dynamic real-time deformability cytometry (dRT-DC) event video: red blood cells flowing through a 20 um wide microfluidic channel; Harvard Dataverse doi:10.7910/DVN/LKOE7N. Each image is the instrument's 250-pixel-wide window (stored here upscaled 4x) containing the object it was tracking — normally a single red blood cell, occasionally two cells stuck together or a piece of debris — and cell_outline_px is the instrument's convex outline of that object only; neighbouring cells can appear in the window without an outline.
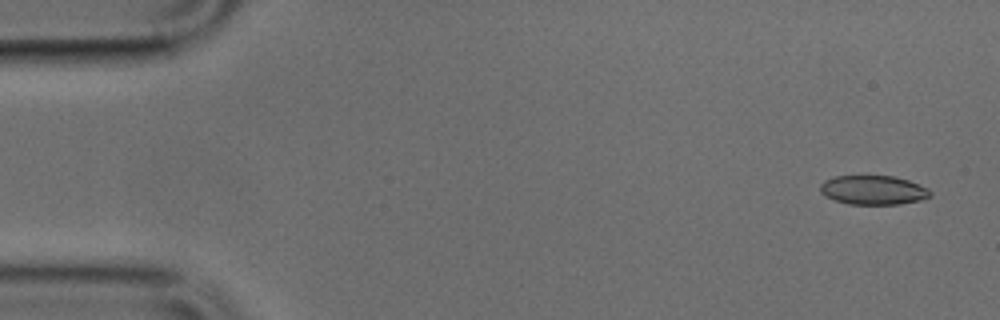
{"species": "common noctule bat (a hibernating species)", "species_latin": "Nyctalus noctula", "temperature_condition": "cold", "stored_images_in_passage": 48, "camera_frame_rate_fps": 3000, "um_per_image_px": 0.085, "animal": {"sex": "male", "body_mass_g": 17.9, "forearm_length_mm": 54.2}, "frame": {"image": 1, "passage_image": 1, "time_ms": 0.0, "image_size_px": [1000, 320], "cell_outline_px": [[932, 196], [920, 200], [900, 204], [848, 204], [836, 200], [820, 192], [820, 184], [824, 180], [836, 176], [892, 176], [908, 180], [928, 188], [932, 192]], "centroid_in_image_um": [74.25, 16.15], "position_along_channel_um": 10.8, "area_um2": 18.61}}
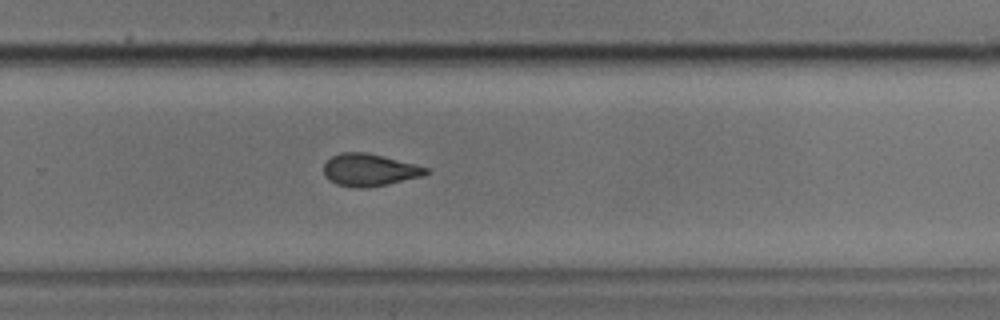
{"frame": {"image": 2, "passage_image": 31, "time_ms": 10.0, "image_size_px": [1000, 320], "cell_outline_px": [[428, 172], [424, 176], [388, 184], [364, 188], [356, 188], [336, 184], [328, 180], [324, 176], [324, 164], [332, 156], [340, 152], [364, 152], [428, 168]], "centroid_in_image_um": [31.35, 14.46], "position_along_channel_um": 298.5, "area_um2": 19.02}}
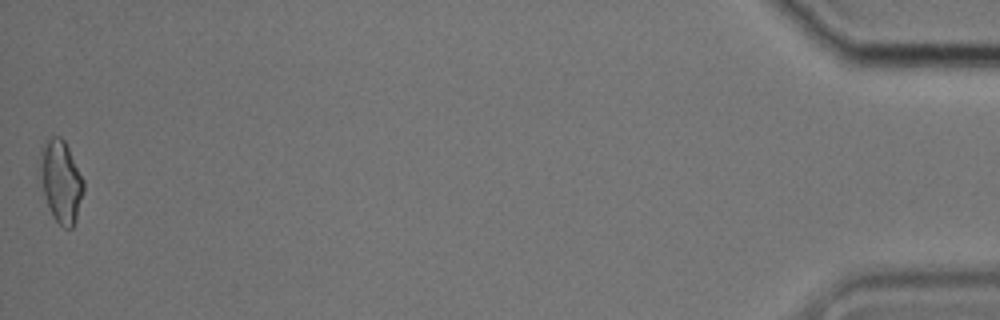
{"frame": {"image": 3, "passage_image": 48, "time_ms": 15.667, "image_size_px": [1000, 320], "cell_outline_px": [[84, 192], [76, 220], [72, 228], [64, 228], [52, 216], [36, 176], [40, 148], [48, 136], [60, 136], [64, 140], [84, 180]], "centroid_in_image_um": [5.11, 15.38], "position_along_channel_um": 430.1, "area_um2": 21.68}}